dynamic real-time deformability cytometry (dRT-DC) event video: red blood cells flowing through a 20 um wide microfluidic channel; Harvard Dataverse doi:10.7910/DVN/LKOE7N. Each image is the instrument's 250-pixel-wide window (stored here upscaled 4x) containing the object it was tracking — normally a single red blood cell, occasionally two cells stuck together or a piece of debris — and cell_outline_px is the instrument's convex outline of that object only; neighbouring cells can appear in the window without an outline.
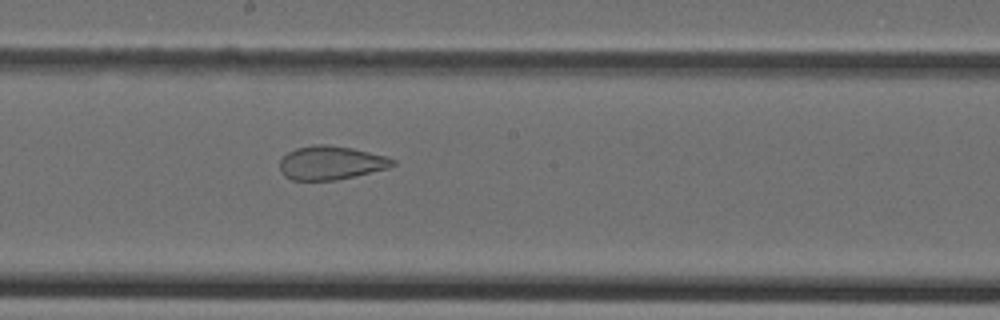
{"species": "Egyptian fruit bat (a non-hibernating species)", "species_latin": "Rousettus aegyptiacus", "temperature_condition": "cold", "stored_images_in_passage": 31, "camera_frame_rate_fps": 3000, "um_per_image_px": 0.085, "animal": {"sex": "female"}, "frame": {"image": 1, "passage_image": 14, "time_ms": 4.333, "image_size_px": [1000, 320], "cell_outline_px": [[396, 164], [388, 168], [336, 180], [292, 180], [284, 176], [280, 172], [280, 160], [288, 152], [296, 148], [316, 144], [328, 144], [352, 148], [388, 156], [396, 160]], "centroid_in_image_um": [28.13, 13.83], "position_along_channel_um": 220.1, "area_um2": 22.25}}
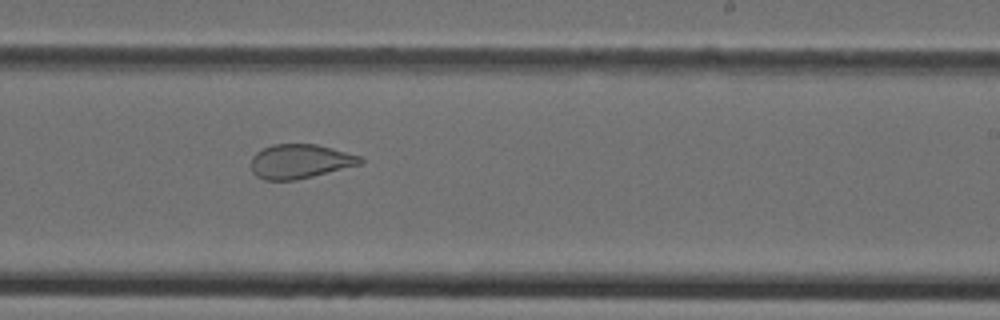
{"frame": {"image": 2, "passage_image": 17, "time_ms": 5.333, "image_size_px": [1000, 320], "cell_outline_px": [[364, 164], [296, 180], [264, 180], [256, 176], [252, 172], [252, 156], [256, 152], [272, 144], [316, 144], [364, 156]], "centroid_in_image_um": [25.56, 13.71], "position_along_channel_um": 263.4, "area_um2": 22.08}}